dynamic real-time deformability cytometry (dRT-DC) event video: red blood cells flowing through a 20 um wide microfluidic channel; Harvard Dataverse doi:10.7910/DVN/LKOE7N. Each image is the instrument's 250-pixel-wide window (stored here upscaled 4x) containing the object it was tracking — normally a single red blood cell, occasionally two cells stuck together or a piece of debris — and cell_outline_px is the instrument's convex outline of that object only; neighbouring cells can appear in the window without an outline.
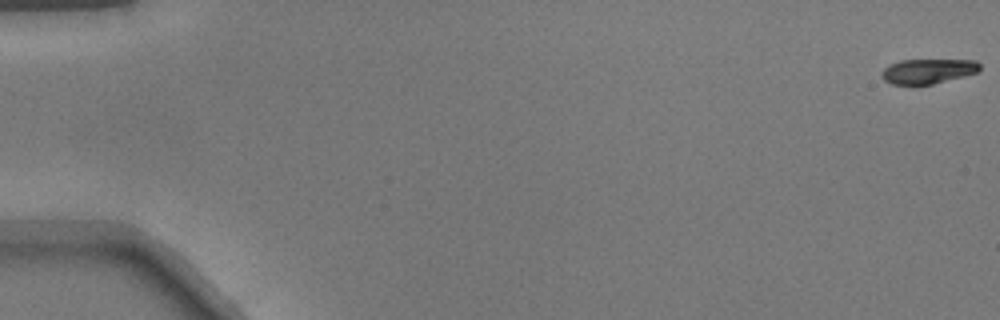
{"species": "common noctule bat (a hibernating species)", "species_latin": "Nyctalus noctula", "temperature_condition": "warm", "stored_images_in_passage": 12, "camera_frame_rate_fps": 3000, "um_per_image_px": 0.085, "animal": {"sex": "male", "body_mass_g": 17.9}, "frame": {"image": 1, "passage_image": 1, "time_ms": 0.0, "image_size_px": [1000, 320], "cell_outline_px": [[980, 68], [976, 72], [964, 76], [932, 84], [892, 84], [884, 80], [880, 76], [880, 72], [888, 64], [900, 60], [976, 60], [980, 64]], "centroid_in_image_um": [78.83, 6.04], "position_along_channel_um": 6.2, "area_um2": 14.16}}